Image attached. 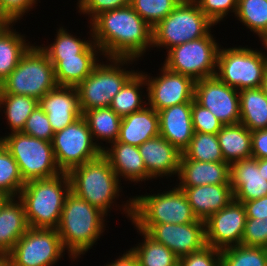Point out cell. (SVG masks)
Masks as SVG:
<instances>
[{"label":"cell","instance_id":"45","mask_svg":"<svg viewBox=\"0 0 267 266\" xmlns=\"http://www.w3.org/2000/svg\"><path fill=\"white\" fill-rule=\"evenodd\" d=\"M178 266H221V250L206 245L199 251L180 257Z\"/></svg>","mask_w":267,"mask_h":266},{"label":"cell","instance_id":"35","mask_svg":"<svg viewBox=\"0 0 267 266\" xmlns=\"http://www.w3.org/2000/svg\"><path fill=\"white\" fill-rule=\"evenodd\" d=\"M180 159H191L203 162H225L217 134L195 132L189 146L183 151Z\"/></svg>","mask_w":267,"mask_h":266},{"label":"cell","instance_id":"40","mask_svg":"<svg viewBox=\"0 0 267 266\" xmlns=\"http://www.w3.org/2000/svg\"><path fill=\"white\" fill-rule=\"evenodd\" d=\"M182 0H130V6L146 21L152 28L167 15Z\"/></svg>","mask_w":267,"mask_h":266},{"label":"cell","instance_id":"10","mask_svg":"<svg viewBox=\"0 0 267 266\" xmlns=\"http://www.w3.org/2000/svg\"><path fill=\"white\" fill-rule=\"evenodd\" d=\"M266 58L263 50L246 47H219L215 76L239 90L260 88Z\"/></svg>","mask_w":267,"mask_h":266},{"label":"cell","instance_id":"42","mask_svg":"<svg viewBox=\"0 0 267 266\" xmlns=\"http://www.w3.org/2000/svg\"><path fill=\"white\" fill-rule=\"evenodd\" d=\"M192 124L195 132L217 134L224 126L209 109L192 101Z\"/></svg>","mask_w":267,"mask_h":266},{"label":"cell","instance_id":"51","mask_svg":"<svg viewBox=\"0 0 267 266\" xmlns=\"http://www.w3.org/2000/svg\"><path fill=\"white\" fill-rule=\"evenodd\" d=\"M258 169H262V174L267 180V158L266 159H258Z\"/></svg>","mask_w":267,"mask_h":266},{"label":"cell","instance_id":"54","mask_svg":"<svg viewBox=\"0 0 267 266\" xmlns=\"http://www.w3.org/2000/svg\"><path fill=\"white\" fill-rule=\"evenodd\" d=\"M9 198L10 196L8 194L0 190V210Z\"/></svg>","mask_w":267,"mask_h":266},{"label":"cell","instance_id":"9","mask_svg":"<svg viewBox=\"0 0 267 266\" xmlns=\"http://www.w3.org/2000/svg\"><path fill=\"white\" fill-rule=\"evenodd\" d=\"M0 141L17 162L24 182L51 178L62 173L55 159L52 142L22 132L0 136Z\"/></svg>","mask_w":267,"mask_h":266},{"label":"cell","instance_id":"49","mask_svg":"<svg viewBox=\"0 0 267 266\" xmlns=\"http://www.w3.org/2000/svg\"><path fill=\"white\" fill-rule=\"evenodd\" d=\"M247 218H267V196L243 203Z\"/></svg>","mask_w":267,"mask_h":266},{"label":"cell","instance_id":"15","mask_svg":"<svg viewBox=\"0 0 267 266\" xmlns=\"http://www.w3.org/2000/svg\"><path fill=\"white\" fill-rule=\"evenodd\" d=\"M156 77L144 72L147 87L148 106L157 112L173 105L192 102L195 93V81L183 74L168 70L165 66ZM148 98V99H147Z\"/></svg>","mask_w":267,"mask_h":266},{"label":"cell","instance_id":"46","mask_svg":"<svg viewBox=\"0 0 267 266\" xmlns=\"http://www.w3.org/2000/svg\"><path fill=\"white\" fill-rule=\"evenodd\" d=\"M38 0H0L1 23H16L36 6Z\"/></svg>","mask_w":267,"mask_h":266},{"label":"cell","instance_id":"47","mask_svg":"<svg viewBox=\"0 0 267 266\" xmlns=\"http://www.w3.org/2000/svg\"><path fill=\"white\" fill-rule=\"evenodd\" d=\"M130 5V0H78L79 12L87 14L90 22L100 13Z\"/></svg>","mask_w":267,"mask_h":266},{"label":"cell","instance_id":"56","mask_svg":"<svg viewBox=\"0 0 267 266\" xmlns=\"http://www.w3.org/2000/svg\"><path fill=\"white\" fill-rule=\"evenodd\" d=\"M0 22H1V4H0Z\"/></svg>","mask_w":267,"mask_h":266},{"label":"cell","instance_id":"39","mask_svg":"<svg viewBox=\"0 0 267 266\" xmlns=\"http://www.w3.org/2000/svg\"><path fill=\"white\" fill-rule=\"evenodd\" d=\"M62 26L56 30V39L49 46L40 45L48 58H70L80 54L93 40H83L68 33Z\"/></svg>","mask_w":267,"mask_h":266},{"label":"cell","instance_id":"18","mask_svg":"<svg viewBox=\"0 0 267 266\" xmlns=\"http://www.w3.org/2000/svg\"><path fill=\"white\" fill-rule=\"evenodd\" d=\"M39 107L46 113L54 133L82 116L76 87L57 86L39 99Z\"/></svg>","mask_w":267,"mask_h":266},{"label":"cell","instance_id":"33","mask_svg":"<svg viewBox=\"0 0 267 266\" xmlns=\"http://www.w3.org/2000/svg\"><path fill=\"white\" fill-rule=\"evenodd\" d=\"M39 106V100L26 95L0 94V111L6 115L11 133L22 132L26 120L34 109Z\"/></svg>","mask_w":267,"mask_h":266},{"label":"cell","instance_id":"1","mask_svg":"<svg viewBox=\"0 0 267 266\" xmlns=\"http://www.w3.org/2000/svg\"><path fill=\"white\" fill-rule=\"evenodd\" d=\"M89 23L92 40L104 58L139 60L152 47L153 28L130 5L102 12Z\"/></svg>","mask_w":267,"mask_h":266},{"label":"cell","instance_id":"26","mask_svg":"<svg viewBox=\"0 0 267 266\" xmlns=\"http://www.w3.org/2000/svg\"><path fill=\"white\" fill-rule=\"evenodd\" d=\"M160 135L159 114L146 106L144 109L122 117L118 142L140 146Z\"/></svg>","mask_w":267,"mask_h":266},{"label":"cell","instance_id":"16","mask_svg":"<svg viewBox=\"0 0 267 266\" xmlns=\"http://www.w3.org/2000/svg\"><path fill=\"white\" fill-rule=\"evenodd\" d=\"M194 100L209 109L223 125L240 122L239 91L220 81L216 76L195 82Z\"/></svg>","mask_w":267,"mask_h":266},{"label":"cell","instance_id":"31","mask_svg":"<svg viewBox=\"0 0 267 266\" xmlns=\"http://www.w3.org/2000/svg\"><path fill=\"white\" fill-rule=\"evenodd\" d=\"M240 122L251 132L267 129V97L261 88L239 90Z\"/></svg>","mask_w":267,"mask_h":266},{"label":"cell","instance_id":"48","mask_svg":"<svg viewBox=\"0 0 267 266\" xmlns=\"http://www.w3.org/2000/svg\"><path fill=\"white\" fill-rule=\"evenodd\" d=\"M252 157L267 158V129L251 132Z\"/></svg>","mask_w":267,"mask_h":266},{"label":"cell","instance_id":"32","mask_svg":"<svg viewBox=\"0 0 267 266\" xmlns=\"http://www.w3.org/2000/svg\"><path fill=\"white\" fill-rule=\"evenodd\" d=\"M144 86H147L144 73L137 71L114 96L110 108L121 118L144 109L148 104L142 99Z\"/></svg>","mask_w":267,"mask_h":266},{"label":"cell","instance_id":"41","mask_svg":"<svg viewBox=\"0 0 267 266\" xmlns=\"http://www.w3.org/2000/svg\"><path fill=\"white\" fill-rule=\"evenodd\" d=\"M22 133L52 142L54 131L46 113L37 106L26 120Z\"/></svg>","mask_w":267,"mask_h":266},{"label":"cell","instance_id":"20","mask_svg":"<svg viewBox=\"0 0 267 266\" xmlns=\"http://www.w3.org/2000/svg\"><path fill=\"white\" fill-rule=\"evenodd\" d=\"M138 149L153 179L178 176L182 153L161 135L145 141Z\"/></svg>","mask_w":267,"mask_h":266},{"label":"cell","instance_id":"53","mask_svg":"<svg viewBox=\"0 0 267 266\" xmlns=\"http://www.w3.org/2000/svg\"><path fill=\"white\" fill-rule=\"evenodd\" d=\"M0 266H12L7 255H0Z\"/></svg>","mask_w":267,"mask_h":266},{"label":"cell","instance_id":"14","mask_svg":"<svg viewBox=\"0 0 267 266\" xmlns=\"http://www.w3.org/2000/svg\"><path fill=\"white\" fill-rule=\"evenodd\" d=\"M154 241L165 245L178 258L201 250L206 246L205 221L187 224H133Z\"/></svg>","mask_w":267,"mask_h":266},{"label":"cell","instance_id":"50","mask_svg":"<svg viewBox=\"0 0 267 266\" xmlns=\"http://www.w3.org/2000/svg\"><path fill=\"white\" fill-rule=\"evenodd\" d=\"M104 266H139V262L132 250L129 249L122 256L119 255L118 259Z\"/></svg>","mask_w":267,"mask_h":266},{"label":"cell","instance_id":"19","mask_svg":"<svg viewBox=\"0 0 267 266\" xmlns=\"http://www.w3.org/2000/svg\"><path fill=\"white\" fill-rule=\"evenodd\" d=\"M230 185L234 200L241 203L267 196V180L255 157L230 164Z\"/></svg>","mask_w":267,"mask_h":266},{"label":"cell","instance_id":"38","mask_svg":"<svg viewBox=\"0 0 267 266\" xmlns=\"http://www.w3.org/2000/svg\"><path fill=\"white\" fill-rule=\"evenodd\" d=\"M24 185L17 162L0 141V190L10 197H18Z\"/></svg>","mask_w":267,"mask_h":266},{"label":"cell","instance_id":"23","mask_svg":"<svg viewBox=\"0 0 267 266\" xmlns=\"http://www.w3.org/2000/svg\"><path fill=\"white\" fill-rule=\"evenodd\" d=\"M186 194L197 219L206 221L211 215L226 207L234 195L230 184H207L196 187H178Z\"/></svg>","mask_w":267,"mask_h":266},{"label":"cell","instance_id":"17","mask_svg":"<svg viewBox=\"0 0 267 266\" xmlns=\"http://www.w3.org/2000/svg\"><path fill=\"white\" fill-rule=\"evenodd\" d=\"M246 219L243 203L233 199L205 221L206 245L220 250L241 245Z\"/></svg>","mask_w":267,"mask_h":266},{"label":"cell","instance_id":"37","mask_svg":"<svg viewBox=\"0 0 267 266\" xmlns=\"http://www.w3.org/2000/svg\"><path fill=\"white\" fill-rule=\"evenodd\" d=\"M221 266H267V248L244 245L224 248Z\"/></svg>","mask_w":267,"mask_h":266},{"label":"cell","instance_id":"25","mask_svg":"<svg viewBox=\"0 0 267 266\" xmlns=\"http://www.w3.org/2000/svg\"><path fill=\"white\" fill-rule=\"evenodd\" d=\"M177 187H196L207 184H230L228 162H203L180 159Z\"/></svg>","mask_w":267,"mask_h":266},{"label":"cell","instance_id":"8","mask_svg":"<svg viewBox=\"0 0 267 266\" xmlns=\"http://www.w3.org/2000/svg\"><path fill=\"white\" fill-rule=\"evenodd\" d=\"M214 25L194 0H182L153 27L152 47H166L164 49L168 51L174 46L206 36Z\"/></svg>","mask_w":267,"mask_h":266},{"label":"cell","instance_id":"13","mask_svg":"<svg viewBox=\"0 0 267 266\" xmlns=\"http://www.w3.org/2000/svg\"><path fill=\"white\" fill-rule=\"evenodd\" d=\"M64 252L57 229L29 227L7 256L12 266H55Z\"/></svg>","mask_w":267,"mask_h":266},{"label":"cell","instance_id":"3","mask_svg":"<svg viewBox=\"0 0 267 266\" xmlns=\"http://www.w3.org/2000/svg\"><path fill=\"white\" fill-rule=\"evenodd\" d=\"M71 191L67 173L25 182L18 198L31 228L57 229L67 195Z\"/></svg>","mask_w":267,"mask_h":266},{"label":"cell","instance_id":"11","mask_svg":"<svg viewBox=\"0 0 267 266\" xmlns=\"http://www.w3.org/2000/svg\"><path fill=\"white\" fill-rule=\"evenodd\" d=\"M220 44L211 31L204 37L172 47L163 63L168 70L192 78L195 82L216 74Z\"/></svg>","mask_w":267,"mask_h":266},{"label":"cell","instance_id":"55","mask_svg":"<svg viewBox=\"0 0 267 266\" xmlns=\"http://www.w3.org/2000/svg\"><path fill=\"white\" fill-rule=\"evenodd\" d=\"M259 41H262V45H264V49H265V51H267V33L266 34H264L260 39H259ZM263 52L264 53V56H265V58H266V62H267V52Z\"/></svg>","mask_w":267,"mask_h":266},{"label":"cell","instance_id":"4","mask_svg":"<svg viewBox=\"0 0 267 266\" xmlns=\"http://www.w3.org/2000/svg\"><path fill=\"white\" fill-rule=\"evenodd\" d=\"M123 204L122 210L132 224H187L202 221L193 213L186 194L176 186L153 195L130 197Z\"/></svg>","mask_w":267,"mask_h":266},{"label":"cell","instance_id":"24","mask_svg":"<svg viewBox=\"0 0 267 266\" xmlns=\"http://www.w3.org/2000/svg\"><path fill=\"white\" fill-rule=\"evenodd\" d=\"M111 148L105 147L102 154L110 162L120 181L142 182L153 179L146 171L143 158L138 146L115 141L110 144Z\"/></svg>","mask_w":267,"mask_h":266},{"label":"cell","instance_id":"29","mask_svg":"<svg viewBox=\"0 0 267 266\" xmlns=\"http://www.w3.org/2000/svg\"><path fill=\"white\" fill-rule=\"evenodd\" d=\"M217 137L225 162L252 157L251 131L243 124L224 125Z\"/></svg>","mask_w":267,"mask_h":266},{"label":"cell","instance_id":"2","mask_svg":"<svg viewBox=\"0 0 267 266\" xmlns=\"http://www.w3.org/2000/svg\"><path fill=\"white\" fill-rule=\"evenodd\" d=\"M100 209L69 192L66 197L57 232L63 247L73 261L96 245L105 231L107 217ZM101 235V236H100Z\"/></svg>","mask_w":267,"mask_h":266},{"label":"cell","instance_id":"21","mask_svg":"<svg viewBox=\"0 0 267 266\" xmlns=\"http://www.w3.org/2000/svg\"><path fill=\"white\" fill-rule=\"evenodd\" d=\"M192 102L166 107L160 111V135L181 153L189 146L195 133L192 124Z\"/></svg>","mask_w":267,"mask_h":266},{"label":"cell","instance_id":"27","mask_svg":"<svg viewBox=\"0 0 267 266\" xmlns=\"http://www.w3.org/2000/svg\"><path fill=\"white\" fill-rule=\"evenodd\" d=\"M28 228L22 201L10 197L0 210V255H7Z\"/></svg>","mask_w":267,"mask_h":266},{"label":"cell","instance_id":"22","mask_svg":"<svg viewBox=\"0 0 267 266\" xmlns=\"http://www.w3.org/2000/svg\"><path fill=\"white\" fill-rule=\"evenodd\" d=\"M100 54L99 47L92 41L76 57L49 58V61L54 66L55 79L58 86H78L99 63Z\"/></svg>","mask_w":267,"mask_h":266},{"label":"cell","instance_id":"43","mask_svg":"<svg viewBox=\"0 0 267 266\" xmlns=\"http://www.w3.org/2000/svg\"><path fill=\"white\" fill-rule=\"evenodd\" d=\"M241 245L267 248V218H247Z\"/></svg>","mask_w":267,"mask_h":266},{"label":"cell","instance_id":"30","mask_svg":"<svg viewBox=\"0 0 267 266\" xmlns=\"http://www.w3.org/2000/svg\"><path fill=\"white\" fill-rule=\"evenodd\" d=\"M82 116L88 124L95 144L102 151L105 147L99 143L100 140L109 143V145L118 140L122 118L110 107L88 110Z\"/></svg>","mask_w":267,"mask_h":266},{"label":"cell","instance_id":"6","mask_svg":"<svg viewBox=\"0 0 267 266\" xmlns=\"http://www.w3.org/2000/svg\"><path fill=\"white\" fill-rule=\"evenodd\" d=\"M110 63L99 62L92 72L78 85L79 105L85 111L110 107L114 96L137 72L126 70V65L137 61L133 58H106ZM123 67V68H122Z\"/></svg>","mask_w":267,"mask_h":266},{"label":"cell","instance_id":"36","mask_svg":"<svg viewBox=\"0 0 267 266\" xmlns=\"http://www.w3.org/2000/svg\"><path fill=\"white\" fill-rule=\"evenodd\" d=\"M235 17L260 39L267 33V0H238Z\"/></svg>","mask_w":267,"mask_h":266},{"label":"cell","instance_id":"52","mask_svg":"<svg viewBox=\"0 0 267 266\" xmlns=\"http://www.w3.org/2000/svg\"><path fill=\"white\" fill-rule=\"evenodd\" d=\"M260 88L262 89V91L265 93V96L267 97V64L264 68L263 79H262V84Z\"/></svg>","mask_w":267,"mask_h":266},{"label":"cell","instance_id":"7","mask_svg":"<svg viewBox=\"0 0 267 266\" xmlns=\"http://www.w3.org/2000/svg\"><path fill=\"white\" fill-rule=\"evenodd\" d=\"M57 86L54 66L40 46L33 44L0 83V94L26 95L39 100Z\"/></svg>","mask_w":267,"mask_h":266},{"label":"cell","instance_id":"12","mask_svg":"<svg viewBox=\"0 0 267 266\" xmlns=\"http://www.w3.org/2000/svg\"><path fill=\"white\" fill-rule=\"evenodd\" d=\"M52 147L57 165L65 173L102 154V150L95 144L83 116L63 130L55 132Z\"/></svg>","mask_w":267,"mask_h":266},{"label":"cell","instance_id":"5","mask_svg":"<svg viewBox=\"0 0 267 266\" xmlns=\"http://www.w3.org/2000/svg\"><path fill=\"white\" fill-rule=\"evenodd\" d=\"M67 174L71 192L106 215L110 213L122 187L120 179L103 154L71 169Z\"/></svg>","mask_w":267,"mask_h":266},{"label":"cell","instance_id":"34","mask_svg":"<svg viewBox=\"0 0 267 266\" xmlns=\"http://www.w3.org/2000/svg\"><path fill=\"white\" fill-rule=\"evenodd\" d=\"M143 242L130 248L138 259L139 266H178V257L165 245L154 241L145 232L138 230Z\"/></svg>","mask_w":267,"mask_h":266},{"label":"cell","instance_id":"44","mask_svg":"<svg viewBox=\"0 0 267 266\" xmlns=\"http://www.w3.org/2000/svg\"><path fill=\"white\" fill-rule=\"evenodd\" d=\"M200 10L216 25L228 13H236L238 0H194Z\"/></svg>","mask_w":267,"mask_h":266},{"label":"cell","instance_id":"28","mask_svg":"<svg viewBox=\"0 0 267 266\" xmlns=\"http://www.w3.org/2000/svg\"><path fill=\"white\" fill-rule=\"evenodd\" d=\"M14 24L0 25V83L16 68L23 55L33 45L26 43V37L16 32Z\"/></svg>","mask_w":267,"mask_h":266}]
</instances>
